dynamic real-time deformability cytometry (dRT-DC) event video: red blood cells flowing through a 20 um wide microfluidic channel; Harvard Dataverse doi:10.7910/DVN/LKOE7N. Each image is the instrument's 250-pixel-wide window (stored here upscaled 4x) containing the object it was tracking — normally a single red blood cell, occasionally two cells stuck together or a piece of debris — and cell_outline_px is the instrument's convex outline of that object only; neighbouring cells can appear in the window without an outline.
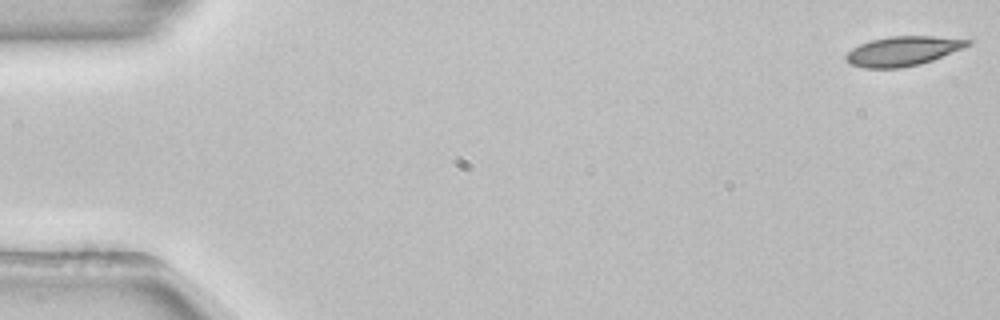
{"species": "common noctule bat (a hibernating species)", "species_latin": "Nyctalus noctula", "temperature_condition": "room temperature", "stored_images_in_passage": 53, "camera_frame_rate_fps": 3000, "um_per_image_px": 0.085, "animal": {"sex": "female", "body_mass_g": 22.7, "forearm_length_mm": 54.2}, "frame": {"image": 1, "passage_image": 1, "time_ms": 0.0, "image_size_px": [1000, 320], "cell_outline_px": [[972, 44], [964, 48], [932, 60], [920, 64], [900, 68], [864, 68], [848, 64], [844, 56], [852, 48], [860, 44], [872, 40], [892, 36], [932, 36], [972, 40]], "centroid_in_image_um": [76.73, 4.35], "position_along_channel_um": 8.3, "area_um2": 20.92}}
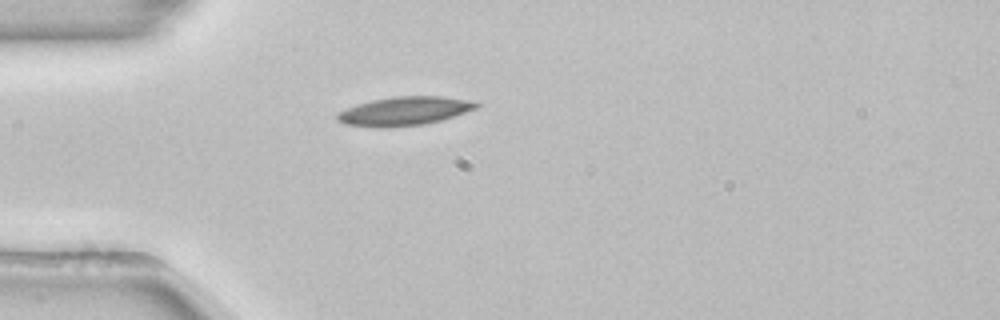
{"frame": {"image": 2, "passage_image": 15, "time_ms": 4.667, "image_size_px": [1000, 320], "cell_outline_px": [[480, 104], [476, 108], [440, 120], [424, 124], [384, 128], [344, 124], [336, 120], [336, 116], [340, 112], [348, 108], [372, 100], [392, 96], [440, 96], [464, 100]], "centroid_in_image_um": [34.32, 9.45], "position_along_channel_um": 50.7, "area_um2": 22.77}}
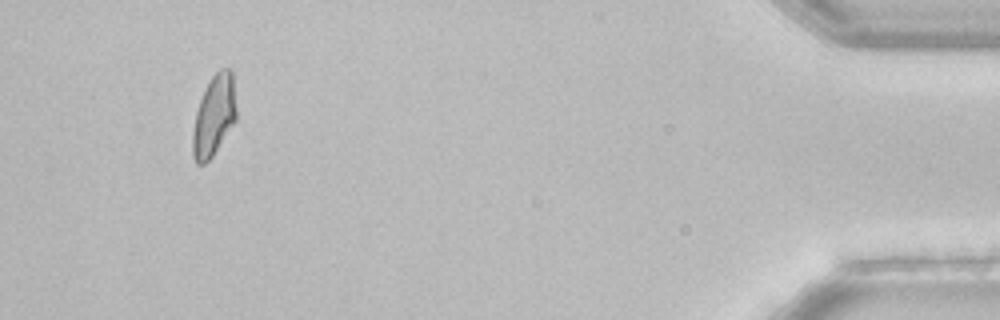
{"frame": {"image": 3, "passage_image": 50, "time_ms": 16.333, "image_size_px": [1000, 320], "cell_outline_px": [[236, 120], [212, 156], [204, 164], [196, 164], [192, 156], [192, 132], [196, 112], [200, 100], [212, 76], [220, 68], [232, 68], [236, 108]], "centroid_in_image_um": [18.19, 9.84], "position_along_channel_um": 417.0, "area_um2": 20.46}, "authors_computed_cell_mechanics": {"area_um2": 21.1548, "velocity_mm_per_s": 3.873, "shape_relaxation_time_tau1_ms": 6.268, "shape_relaxation_time_tau2_ms": null, "deformation_change_tau1": 0.1486, "deformation_change_tau2": null}}